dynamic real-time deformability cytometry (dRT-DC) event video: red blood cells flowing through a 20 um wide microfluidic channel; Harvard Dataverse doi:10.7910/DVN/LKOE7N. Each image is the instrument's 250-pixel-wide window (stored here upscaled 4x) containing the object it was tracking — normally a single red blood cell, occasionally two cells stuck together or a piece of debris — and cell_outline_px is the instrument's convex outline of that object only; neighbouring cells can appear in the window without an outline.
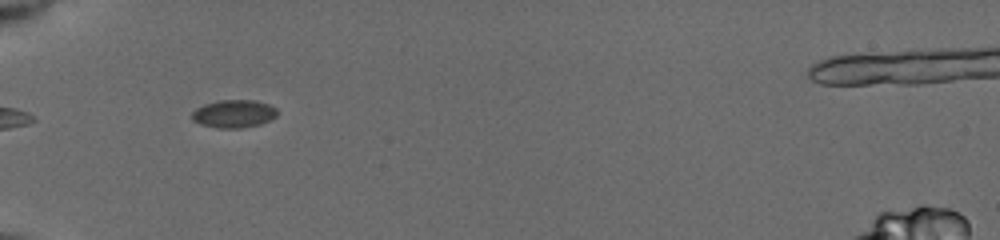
{"species": "common noctule bat (a hibernating species)", "species_latin": "Nyctalus noctula", "temperature_condition": "cold", "stored_images_in_passage": 7, "camera_frame_rate_fps": 3000, "um_per_image_px": 0.085, "animal": {"sex": "female", "body_mass_g": 19.5, "forearm_length_mm": 54.1}, "frame": {"image": 1, "passage_image": 1, "time_ms": 0.0, "image_size_px": [1000, 240], "cell_outline_px": [[276, 116], [260, 124], [240, 128], [216, 128], [200, 124], [192, 120], [192, 112], [196, 108], [204, 104], [216, 100], [256, 100], [268, 104], [276, 108]], "centroid_in_image_um": [19.84, 9.66], "position_along_channel_um": 65.2, "area_um2": 13.87}}
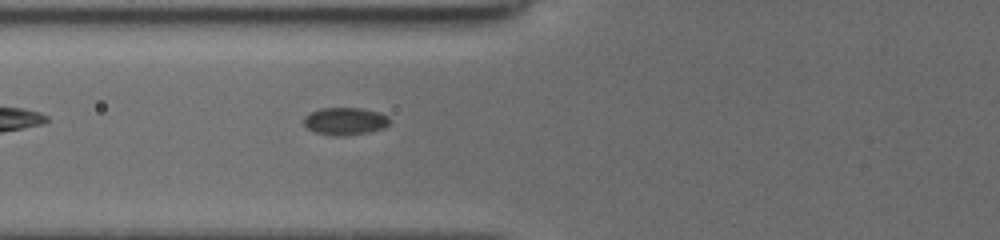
{"frame": {"image": 2, "passage_image": 3, "time_ms": 1.0, "image_size_px": [1000, 240], "cell_outline_px": [[388, 124], [384, 128], [368, 132], [344, 136], [332, 136], [316, 132], [308, 128], [304, 124], [304, 116], [320, 108], [360, 108], [380, 112], [388, 116]], "centroid_in_image_um": [29.33, 10.3], "position_along_channel_um": 96.5, "area_um2": 13.7}}
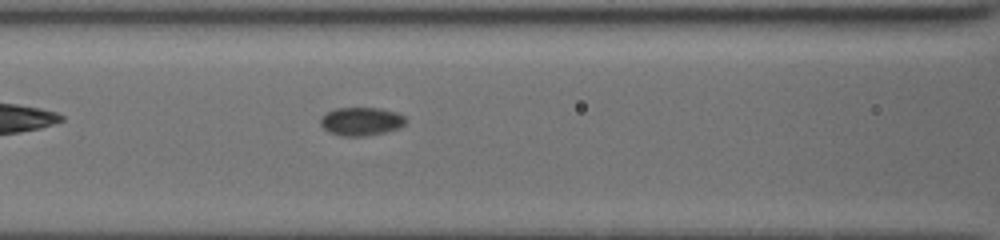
{"frame": {"image": 3, "passage_image": 5, "time_ms": 2.0, "image_size_px": [1000, 240], "cell_outline_px": [[408, 120], [404, 124], [396, 128], [384, 132], [360, 136], [344, 136], [332, 132], [324, 128], [320, 124], [320, 116], [324, 112], [336, 108], [380, 108], [396, 112], [404, 116]], "centroid_in_image_um": [30.67, 10.29], "position_along_channel_um": 135.9, "area_um2": 13.93}}